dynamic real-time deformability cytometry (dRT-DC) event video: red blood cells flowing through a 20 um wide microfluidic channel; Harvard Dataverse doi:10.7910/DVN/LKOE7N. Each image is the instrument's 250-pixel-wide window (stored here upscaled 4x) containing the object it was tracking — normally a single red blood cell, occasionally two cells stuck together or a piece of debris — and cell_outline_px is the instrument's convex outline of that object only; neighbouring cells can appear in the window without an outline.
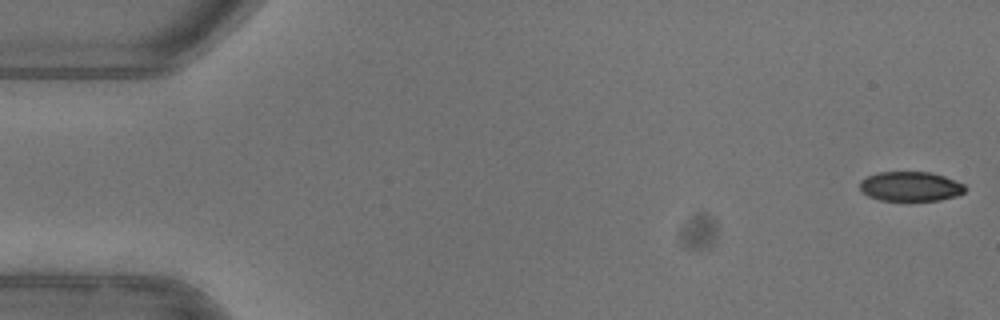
{"species": "common noctule bat (a hibernating species)", "species_latin": "Nyctalus noctula", "temperature_condition": "warm", "stored_images_in_passage": 52, "camera_frame_rate_fps": 3000, "um_per_image_px": 0.085, "animal": {"sex": "female"}, "frame": {"image": 1, "passage_image": 1, "time_ms": 0.0, "image_size_px": [1000, 320], "cell_outline_px": [[968, 188], [964, 192], [956, 196], [940, 200], [880, 200], [868, 196], [860, 188], [860, 180], [868, 176], [880, 172], [932, 172], [944, 176], [964, 184]], "centroid_in_image_um": [77.42, 15.84], "position_along_channel_um": 7.6, "area_um2": 18.09}}
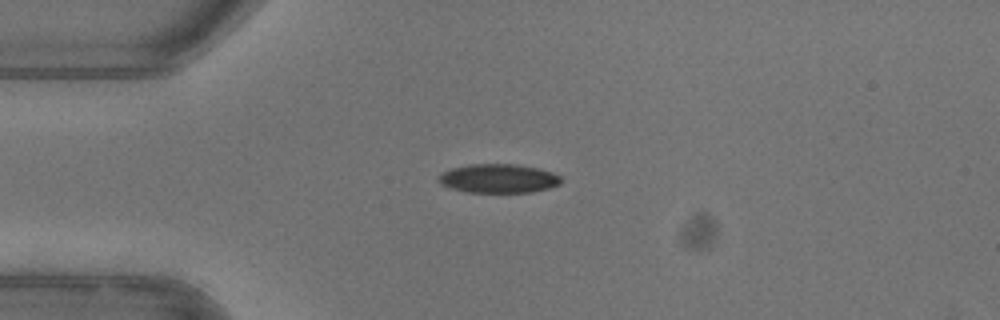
{"frame": {"image": 2, "passage_image": 13, "time_ms": 4.0, "image_size_px": [1000, 320], "cell_outline_px": [[560, 184], [548, 188], [532, 192], [468, 192], [452, 188], [440, 184], [436, 180], [444, 172], [452, 168], [468, 164], [516, 164], [536, 168], [552, 172], [560, 176]], "centroid_in_image_um": [42.36, 15.17], "position_along_channel_um": 42.6, "area_um2": 20.46}}
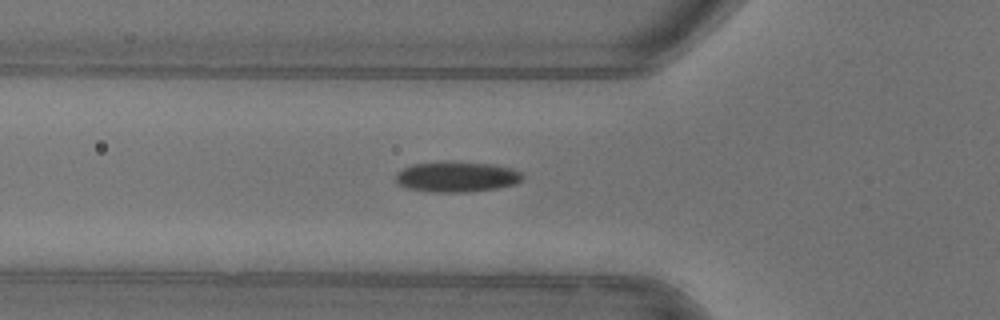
{"frame": {"image": 3, "passage_image": 18, "time_ms": 5.667, "image_size_px": [1000, 320], "cell_outline_px": [[524, 176], [516, 184], [496, 188], [464, 192], [432, 192], [408, 188], [396, 184], [396, 172], [412, 164], [444, 160], [448, 160], [492, 164], [512, 168], [520, 172]], "centroid_in_image_um": [38.79, 15.0], "position_along_channel_um": 87.0, "area_um2": 22.83}, "authors_computed_cell_mechanics": {"area_um2": 21.1837, "velocity_mm_per_s": 3.9803, "shape_relaxation_time_tau1_ms": 4.8881, "shape_relaxation_time_tau2_ms": 1.1434, "deformation_change_tau1": 0.1699, "deformation_change_tau2": 0.0529}}